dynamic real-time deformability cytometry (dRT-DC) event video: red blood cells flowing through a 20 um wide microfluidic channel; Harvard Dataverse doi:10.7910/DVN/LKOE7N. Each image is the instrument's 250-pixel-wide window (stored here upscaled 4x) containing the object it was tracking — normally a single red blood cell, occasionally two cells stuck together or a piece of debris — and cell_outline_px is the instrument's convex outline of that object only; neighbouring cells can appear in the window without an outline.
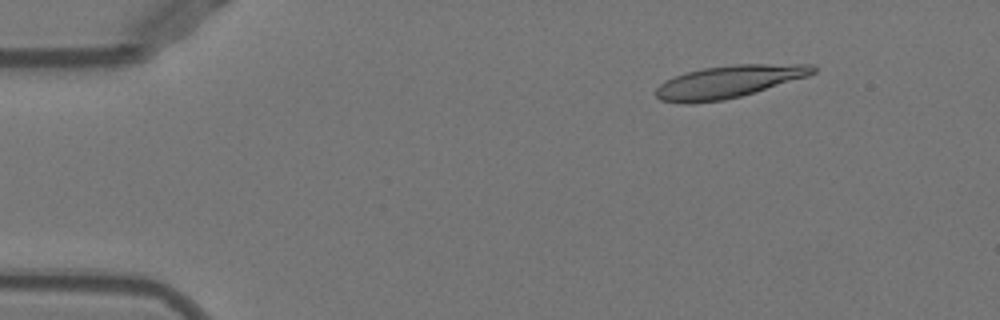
{"species": "Egyptian fruit bat (a non-hibernating species)", "species_latin": "Rousettus aegyptiacus", "temperature_condition": "warm", "stored_images_in_passage": 23, "camera_frame_rate_fps": 3000, "um_per_image_px": 0.085, "animal": {"sex": "female"}, "frame": {"image": 1, "passage_image": 4, "time_ms": 1.0, "image_size_px": [1000, 320], "cell_outline_px": [[816, 72], [808, 76], [740, 96], [724, 100], [688, 104], [660, 100], [656, 96], [656, 88], [664, 80], [688, 72], [704, 68], [732, 64], [812, 64], [816, 68]], "centroid_in_image_um": [61.93, 6.94], "position_along_channel_um": 23.1, "area_um2": 29.48}}
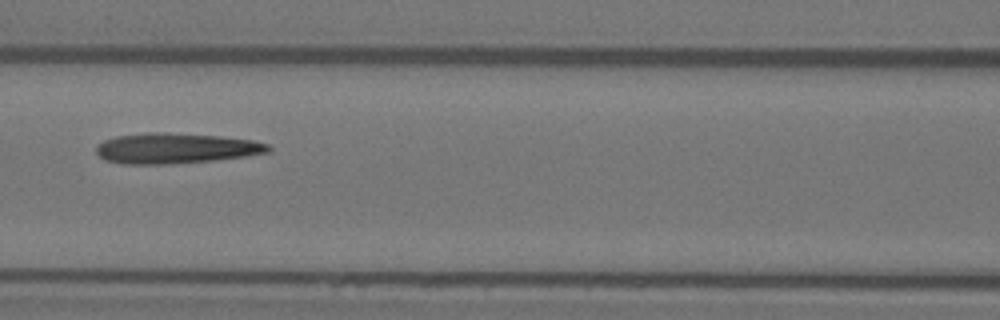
{"frame": {"image": 2, "passage_image": 20, "time_ms": 6.333, "image_size_px": [1000, 320], "cell_outline_px": [[272, 148], [268, 152], [244, 156], [216, 160], [168, 164], [124, 164], [104, 160], [96, 152], [96, 144], [104, 140], [116, 136], [148, 132], [168, 132], [220, 136], [252, 140], [268, 144]], "centroid_in_image_um": [14.9, 12.6], "position_along_channel_um": 151.7, "area_um2": 30.63}}
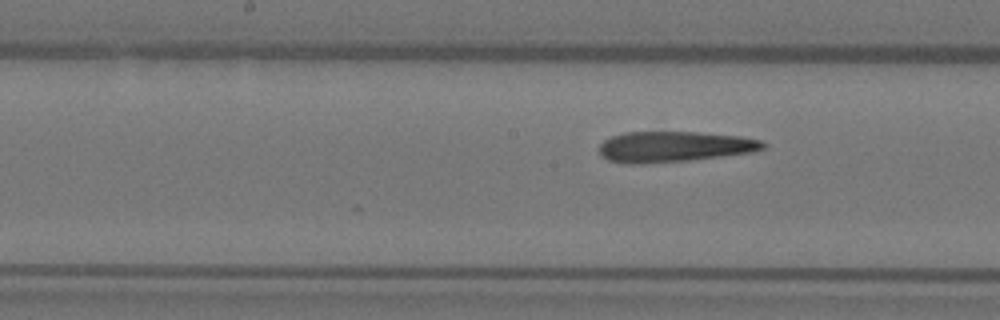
{"frame": {"image": 3, "passage_image": 23, "time_ms": 7.333, "image_size_px": [1000, 320], "cell_outline_px": [[764, 148], [752, 152], [688, 160], [640, 164], [628, 164], [608, 160], [600, 156], [600, 144], [604, 140], [612, 136], [624, 132], [696, 132], [740, 136], [760, 140], [764, 144]], "centroid_in_image_um": [57.24, 12.47], "position_along_channel_um": 191.0, "area_um2": 29.07}}